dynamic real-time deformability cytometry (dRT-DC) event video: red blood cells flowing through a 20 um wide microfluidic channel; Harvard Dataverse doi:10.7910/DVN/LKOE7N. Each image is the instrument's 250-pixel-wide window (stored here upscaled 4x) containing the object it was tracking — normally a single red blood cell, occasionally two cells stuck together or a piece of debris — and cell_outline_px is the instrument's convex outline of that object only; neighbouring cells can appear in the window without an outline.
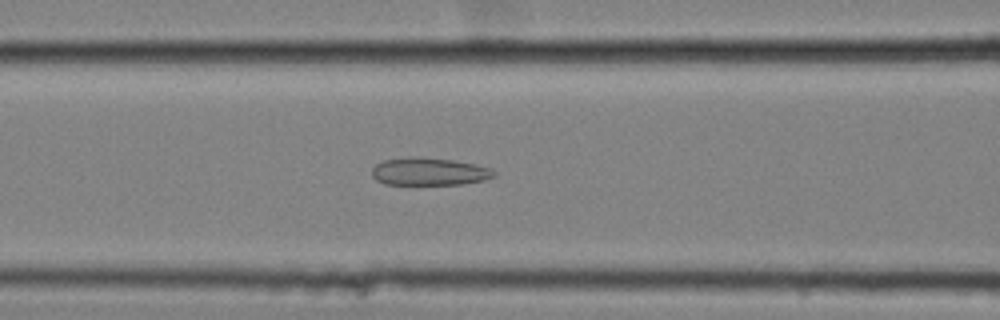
{"species": "common noctule bat (a hibernating species)", "species_latin": "Nyctalus noctula", "temperature_condition": "cold", "stored_images_in_passage": 58, "camera_frame_rate_fps": 3000, "um_per_image_px": 0.085, "animal": {"sex": "female", "body_mass_g": 25.1}, "frame": {"image": 1, "passage_image": 25, "time_ms": 8.0, "image_size_px": [1000, 320], "cell_outline_px": [[496, 176], [484, 180], [464, 184], [384, 184], [376, 180], [372, 176], [372, 168], [376, 164], [384, 160], [408, 156], [416, 156], [452, 160], [476, 164], [492, 168], [496, 172]], "centroid_in_image_um": [36.49, 14.57], "position_along_channel_um": 130.1, "area_um2": 19.88}}
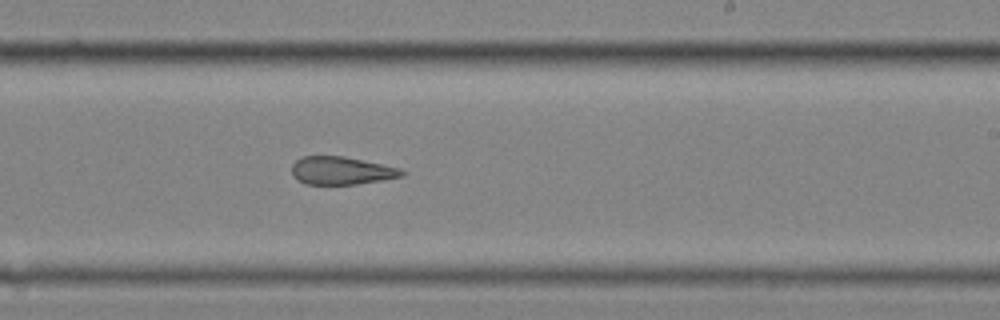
{"frame": {"image": 2, "passage_image": 36, "time_ms": 11.667, "image_size_px": [1000, 320], "cell_outline_px": [[404, 176], [384, 180], [356, 184], [304, 184], [296, 180], [292, 176], [292, 164], [296, 160], [304, 156], [344, 156], [400, 168], [404, 172]], "centroid_in_image_um": [28.99, 14.51], "position_along_channel_um": 260.0, "area_um2": 17.98}}
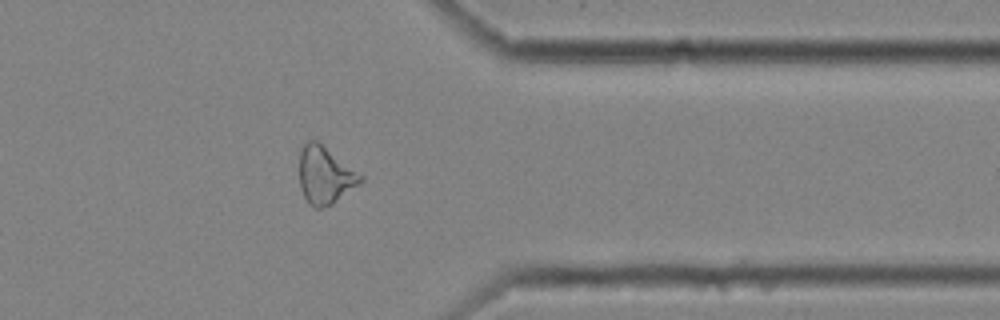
{"frame": {"image": 3, "passage_image": 47, "time_ms": 15.333, "image_size_px": [1000, 320], "cell_outline_px": [[364, 180], [332, 204], [320, 208], [316, 208], [308, 204], [300, 188], [300, 152], [304, 144], [308, 140], [316, 140], [364, 176]], "centroid_in_image_um": [27.62, 14.9], "position_along_channel_um": 383.8, "area_um2": 20.23}, "authors_computed_cell_mechanics": {"area_um2": 22.3686, "velocity_mm_per_s": 3.5506, "shape_relaxation_time_tau1_ms": null, "shape_relaxation_time_tau2_ms": 2.706, "deformation_change_tau1": null, "deformation_change_tau2": 0.1202}}